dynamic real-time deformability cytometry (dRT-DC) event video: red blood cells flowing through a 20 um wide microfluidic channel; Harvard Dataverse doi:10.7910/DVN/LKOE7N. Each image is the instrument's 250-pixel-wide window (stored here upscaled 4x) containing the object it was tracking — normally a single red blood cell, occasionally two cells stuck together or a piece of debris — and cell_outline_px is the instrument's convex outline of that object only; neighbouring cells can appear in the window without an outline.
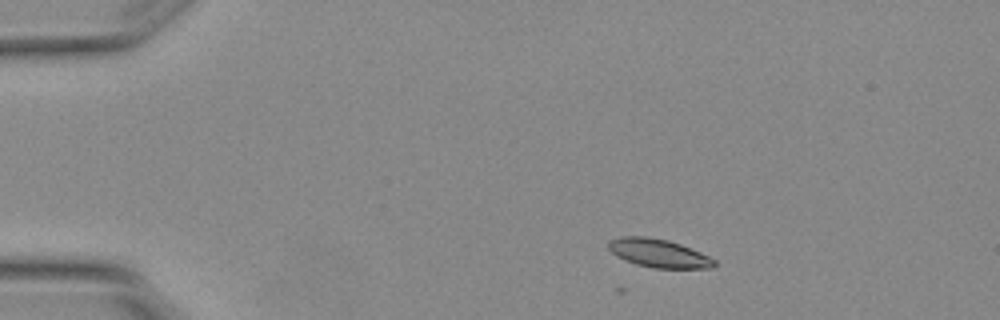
{"species": "Egyptian fruit bat (a non-hibernating species)", "species_latin": "Rousettus aegyptiacus", "temperature_condition": "warm", "stored_images_in_passage": 4, "camera_frame_rate_fps": 3000, "um_per_image_px": 0.085, "animal": {"sex": "female"}, "frame": {"image": 1, "passage_image": 2, "time_ms": 0.333, "image_size_px": [1000, 320], "cell_outline_px": [[716, 264], [712, 268], [652, 268], [636, 264], [624, 260], [616, 256], [608, 248], [608, 240], [620, 236], [644, 236], [668, 240], [680, 244], [700, 252], [716, 260]], "centroid_in_image_um": [55.95, 21.52], "position_along_channel_um": 29.0, "area_um2": 17.57}}
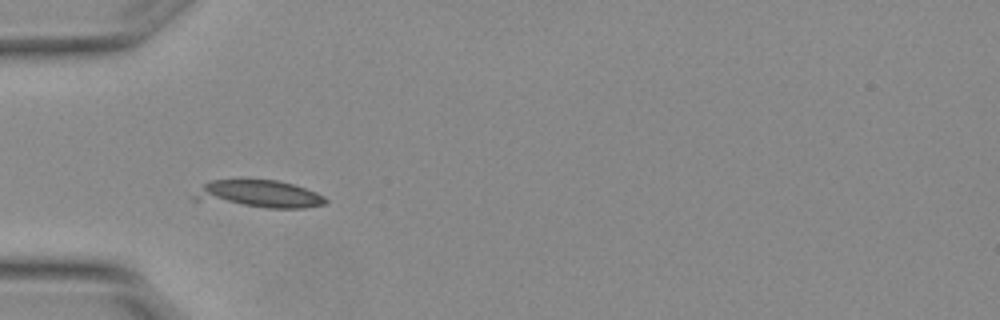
{"frame": {"image": 2, "passage_image": 4, "time_ms": 1.0, "image_size_px": [1000, 320], "cell_outline_px": [[328, 200], [324, 204], [304, 208], [268, 208], [192, 200], [188, 196], [204, 184], [212, 180], [276, 180], [292, 184], [316, 192], [324, 196]], "centroid_in_image_um": [21.93, 16.5], "position_along_channel_um": 63.1, "area_um2": 21.15}}